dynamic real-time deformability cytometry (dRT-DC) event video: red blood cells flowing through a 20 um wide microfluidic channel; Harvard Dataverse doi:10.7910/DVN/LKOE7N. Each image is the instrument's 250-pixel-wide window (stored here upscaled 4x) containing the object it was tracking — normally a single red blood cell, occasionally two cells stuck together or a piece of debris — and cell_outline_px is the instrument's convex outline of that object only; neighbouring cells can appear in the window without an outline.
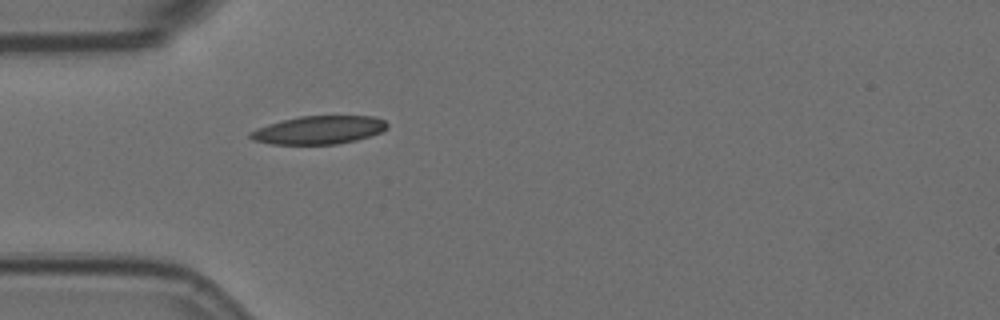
{"species": "Egyptian fruit bat (a non-hibernating species)", "species_latin": "Rousettus aegyptiacus", "temperature_condition": "room temperature", "stored_images_in_passage": 1, "camera_frame_rate_fps": 3000, "um_per_image_px": 0.085, "animal": {"sex": "female"}, "frame": {"image": 1, "passage_image": 1, "time_ms": 0.0, "image_size_px": [1000, 320], "cell_outline_px": [[388, 128], [380, 132], [356, 140], [336, 144], [272, 144], [252, 140], [248, 136], [248, 132], [256, 128], [268, 124], [300, 116], [372, 116], [384, 120], [388, 124]], "centroid_in_image_um": [27.07, 11.05], "position_along_channel_um": 57.9, "area_um2": 22.43}}